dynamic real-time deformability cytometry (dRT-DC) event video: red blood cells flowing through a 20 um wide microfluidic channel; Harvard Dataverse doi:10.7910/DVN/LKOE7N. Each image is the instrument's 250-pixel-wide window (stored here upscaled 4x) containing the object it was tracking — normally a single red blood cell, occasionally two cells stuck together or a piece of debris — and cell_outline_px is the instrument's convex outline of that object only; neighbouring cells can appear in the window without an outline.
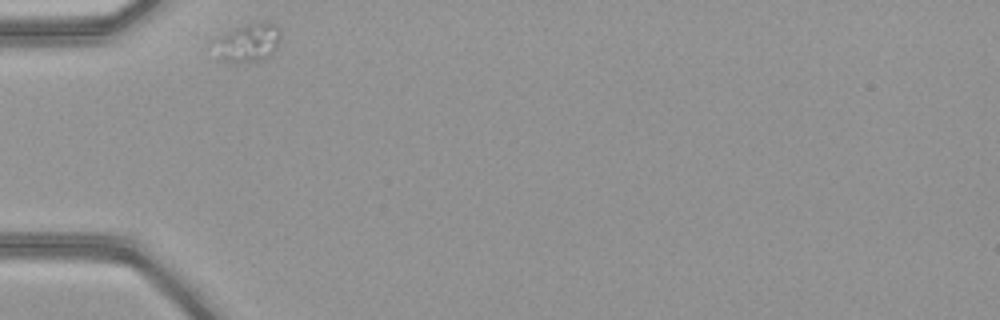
{"species": "common noctule bat (a hibernating species)", "species_latin": "Nyctalus noctula", "temperature_condition": "warm", "stored_images_in_passage": 7, "camera_frame_rate_fps": 3000, "um_per_image_px": 0.085, "animal": {"sex": "female", "body_mass_g": 21.9}, "frame": {"image": 1, "passage_image": 1, "time_ms": 0.0, "image_size_px": [1000, 320], "cell_outline_px": [[280, 36], [276, 48], [264, 60], [224, 60], [220, 40], [220, 36], [256, 20], [268, 20], [276, 24], [280, 32]], "centroid_in_image_um": [21.31, 3.52], "position_along_channel_um": 63.7, "area_um2": 13.58}}
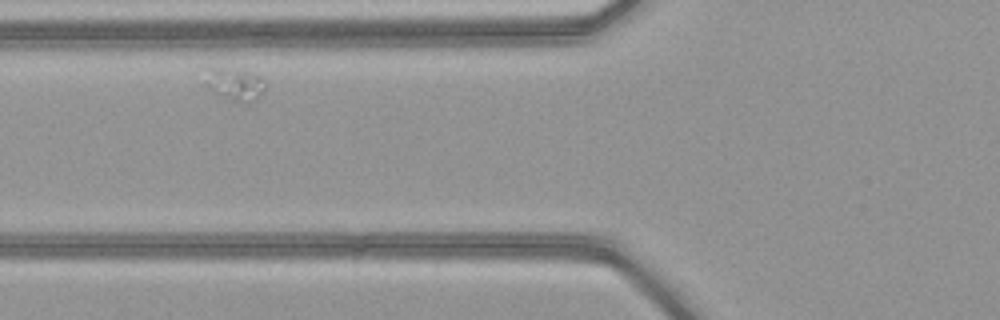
{"frame": {"image": 2, "passage_image": 5, "time_ms": 1.333, "image_size_px": [1000, 320], "cell_outline_px": [[264, 92], [252, 104], [240, 104], [212, 92], [204, 84], [216, 72], [224, 68], [252, 72], [260, 76], [264, 80]], "centroid_in_image_um": [20.13, 7.27], "position_along_channel_um": 105.7, "area_um2": 10.92}}